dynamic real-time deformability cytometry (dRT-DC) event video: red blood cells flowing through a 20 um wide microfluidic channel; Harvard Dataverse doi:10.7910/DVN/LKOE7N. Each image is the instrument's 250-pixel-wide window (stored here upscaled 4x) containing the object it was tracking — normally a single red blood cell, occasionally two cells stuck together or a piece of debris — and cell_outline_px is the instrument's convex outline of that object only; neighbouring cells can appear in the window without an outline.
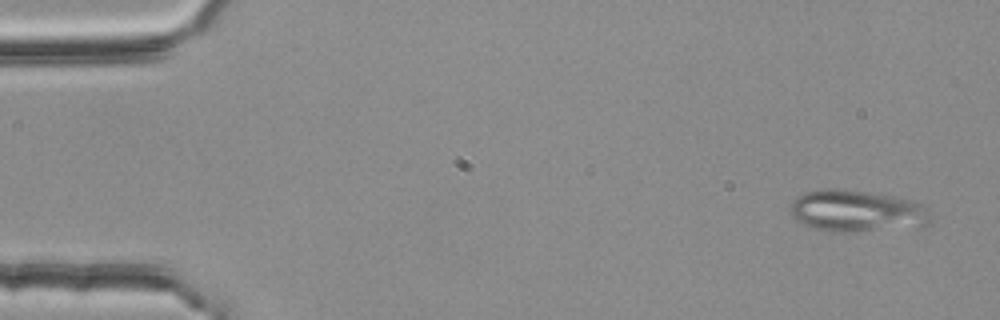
{"species": "common noctule bat (a hibernating species)", "species_latin": "Nyctalus noctula", "temperature_condition": "room temperature", "stored_images_in_passage": 3, "camera_frame_rate_fps": 3000, "um_per_image_px": 0.085, "animal": {"sex": "female", "body_mass_g": 25.1}, "frame": {"image": 1, "passage_image": 1, "time_ms": 0.0, "image_size_px": [1000, 320], "cell_outline_px": [[932, 220], [928, 224], [920, 228], [848, 232], [840, 232], [812, 228], [796, 220], [792, 216], [792, 200], [796, 196], [804, 192], [828, 188], [840, 188], [896, 196], [912, 200], [928, 208], [932, 216]], "centroid_in_image_um": [72.91, 17.94], "position_along_channel_um": 12.1, "area_um2": 34.8}}